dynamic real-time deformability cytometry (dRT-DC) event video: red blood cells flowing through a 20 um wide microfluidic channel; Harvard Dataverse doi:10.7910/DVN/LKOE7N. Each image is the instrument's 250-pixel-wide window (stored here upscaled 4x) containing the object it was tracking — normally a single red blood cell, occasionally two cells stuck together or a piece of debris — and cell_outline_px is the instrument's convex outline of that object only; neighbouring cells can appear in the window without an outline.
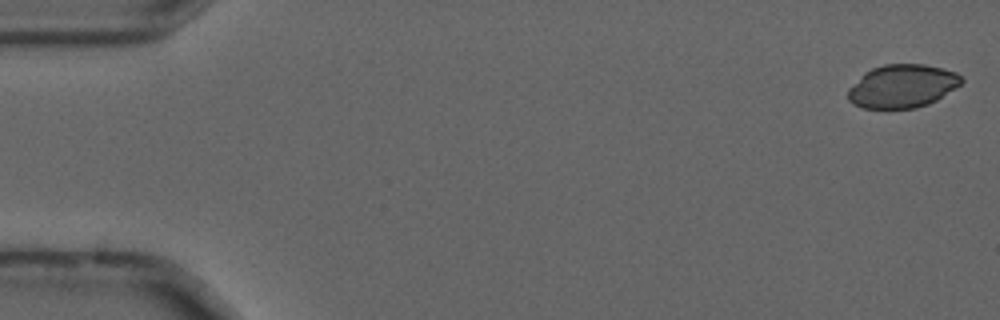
{"species": "common noctule bat (a hibernating species)", "species_latin": "Nyctalus noctula", "temperature_condition": "cold", "stored_images_in_passage": 6, "camera_frame_rate_fps": 3000, "um_per_image_px": 0.085, "animal": {"sex": "male", "forearm_length_mm": 52.5}, "frame": {"image": 1, "passage_image": 2, "time_ms": 0.333, "image_size_px": [1000, 320], "cell_outline_px": [[964, 80], [960, 84], [936, 100], [928, 104], [916, 108], [864, 108], [852, 104], [848, 100], [848, 88], [864, 72], [872, 68], [884, 64], [924, 64], [956, 72]], "centroid_in_image_um": [76.66, 7.32], "position_along_channel_um": 8.3, "area_um2": 28.5}}